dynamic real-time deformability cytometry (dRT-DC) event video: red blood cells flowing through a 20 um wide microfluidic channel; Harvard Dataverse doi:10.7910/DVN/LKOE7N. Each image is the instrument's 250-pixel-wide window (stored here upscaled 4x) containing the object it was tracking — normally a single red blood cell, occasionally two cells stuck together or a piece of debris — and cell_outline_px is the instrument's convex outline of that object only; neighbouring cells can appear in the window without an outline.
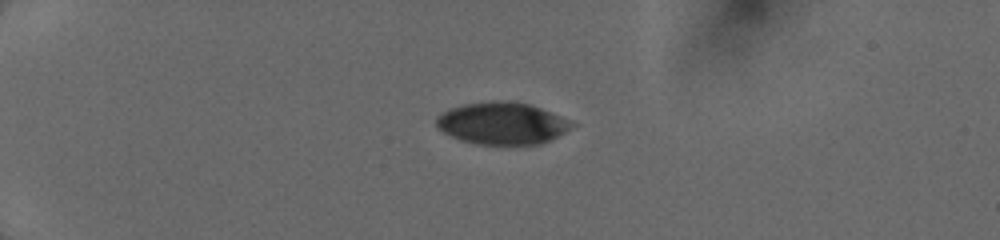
{"species": "human", "species_latin": "Homo sapiens", "temperature_condition": "cold", "stored_images_in_passage": 11, "camera_frame_rate_fps": 3000, "um_per_image_px": 0.085, "donor": {"sex": "female"}, "frame": {"image": 1, "passage_image": 1, "time_ms": 0.0, "image_size_px": [1000, 240], "cell_outline_px": [[576, 124], [564, 132], [540, 144], [480, 144], [460, 140], [444, 132], [436, 124], [436, 120], [448, 108], [464, 104], [492, 100], [516, 100], [532, 104], [560, 116]], "centroid_in_image_um": [42.69, 10.45], "position_along_channel_um": 42.3, "area_um2": 33.06}}